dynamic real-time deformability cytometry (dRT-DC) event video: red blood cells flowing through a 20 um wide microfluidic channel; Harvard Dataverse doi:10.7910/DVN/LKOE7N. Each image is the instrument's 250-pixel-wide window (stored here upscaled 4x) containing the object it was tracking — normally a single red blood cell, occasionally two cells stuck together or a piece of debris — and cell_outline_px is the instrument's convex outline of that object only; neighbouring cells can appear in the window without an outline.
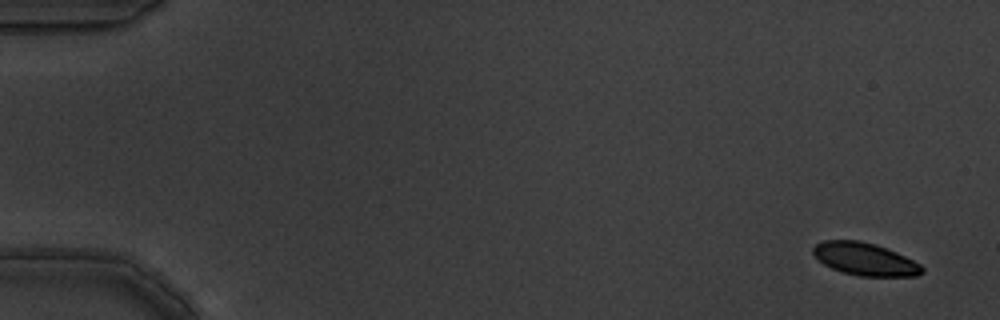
{"species": "common noctule bat (a hibernating species)", "species_latin": "Nyctalus noctula", "temperature_condition": "warm", "stored_images_in_passage": 15, "camera_frame_rate_fps": 3000, "um_per_image_px": 0.085, "animal": {"sex": "male", "body_mass_g": 19.5, "forearm_length_mm": 54.6}, "frame": {"image": 1, "passage_image": 1, "time_ms": 0.0, "image_size_px": [1000, 320], "cell_outline_px": [[924, 272], [916, 276], [860, 276], [844, 272], [832, 268], [824, 264], [812, 252], [812, 248], [816, 244], [824, 240], [860, 240], [876, 244], [896, 252], [920, 264], [924, 268]], "centroid_in_image_um": [73.53, 22.01], "position_along_channel_um": 11.5, "area_um2": 20.58}}
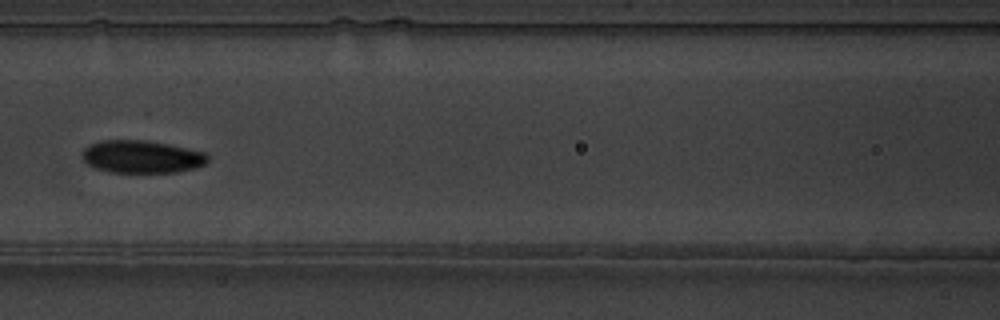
{"frame": {"image": 2, "passage_image": 7, "time_ms": 2.0, "image_size_px": [1000, 320], "cell_outline_px": [[208, 160], [204, 164], [196, 168], [180, 172], [112, 172], [96, 168], [88, 164], [80, 156], [80, 152], [88, 144], [100, 140], [144, 140], [168, 144], [204, 152], [208, 156]], "centroid_in_image_um": [12.01, 13.31], "position_along_channel_um": 154.6, "area_um2": 23.99}}
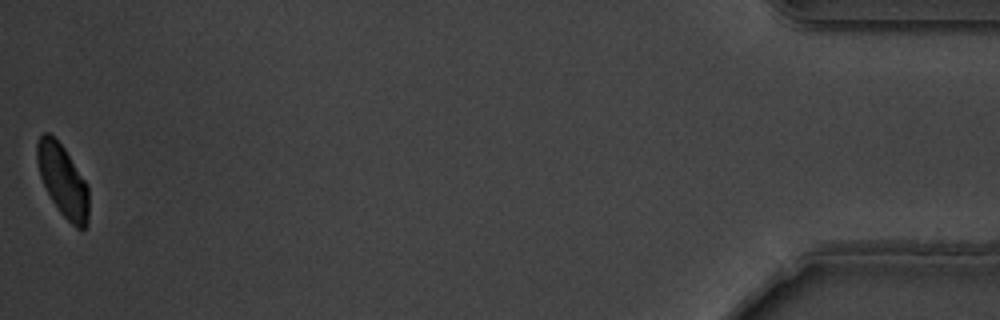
{"frame": {"image": 3, "passage_image": 15, "time_ms": 4.667, "image_size_px": [1000, 320], "cell_outline_px": [[88, 224], [84, 228], [76, 228], [60, 212], [52, 200], [40, 176], [36, 160], [36, 144], [40, 136], [44, 132], [48, 132], [64, 148], [88, 184]], "centroid_in_image_um": [5.34, 15.34], "position_along_channel_um": 429.9, "area_um2": 21.5}}